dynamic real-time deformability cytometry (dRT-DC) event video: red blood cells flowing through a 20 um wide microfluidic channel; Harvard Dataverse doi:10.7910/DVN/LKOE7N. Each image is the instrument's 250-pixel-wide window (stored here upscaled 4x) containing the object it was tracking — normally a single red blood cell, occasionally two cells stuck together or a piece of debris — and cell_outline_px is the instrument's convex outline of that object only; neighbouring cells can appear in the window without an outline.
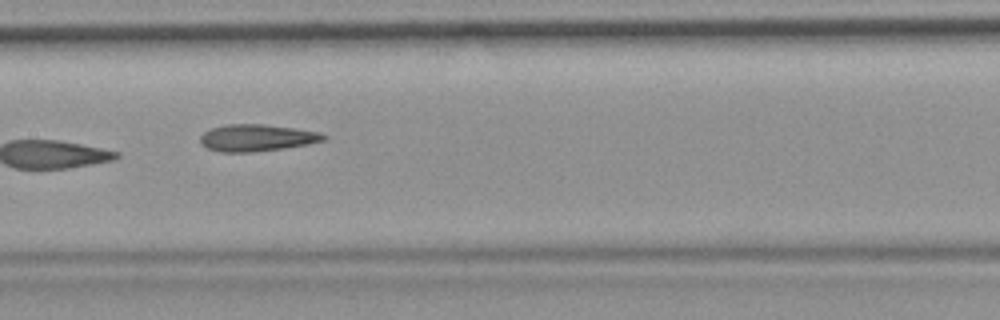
{"species": "common noctule bat (a hibernating species)", "species_latin": "Nyctalus noctula", "temperature_condition": "room temperature", "stored_images_in_passage": 5, "camera_frame_rate_fps": 3000, "um_per_image_px": 0.085, "animal": {"sex": "female", "body_mass_g": 19.9}, "frame": {"image": 1, "passage_image": 5, "time_ms": 1.333, "image_size_px": [1000, 320], "cell_outline_px": [[328, 136], [324, 140], [308, 144], [284, 148], [252, 152], [220, 152], [208, 148], [200, 144], [200, 136], [204, 132], [212, 128], [224, 124], [264, 124], [320, 132]], "centroid_in_image_um": [21.8, 11.71], "position_along_channel_um": 185.6, "area_um2": 19.31}}